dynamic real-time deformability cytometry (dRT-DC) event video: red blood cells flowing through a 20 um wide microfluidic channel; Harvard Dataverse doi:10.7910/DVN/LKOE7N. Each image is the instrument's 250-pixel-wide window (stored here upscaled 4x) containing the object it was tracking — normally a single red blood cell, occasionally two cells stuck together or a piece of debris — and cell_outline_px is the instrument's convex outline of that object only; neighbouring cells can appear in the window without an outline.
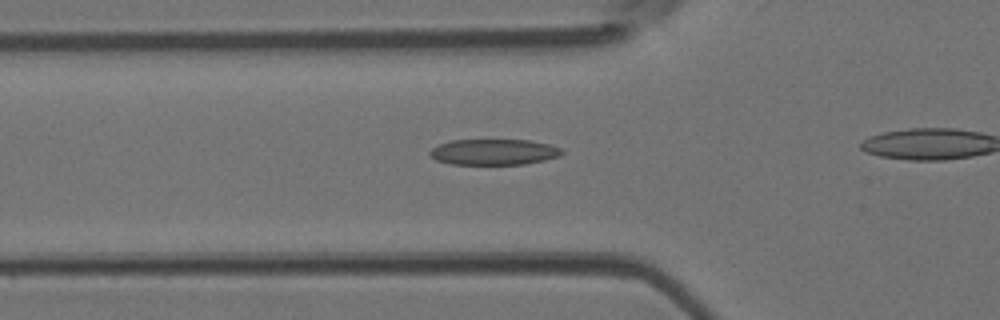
{"species": "Egyptian fruit bat (a non-hibernating species)", "species_latin": "Rousettus aegyptiacus", "temperature_condition": "room temperature", "stored_images_in_passage": 28, "camera_frame_rate_fps": 3000, "um_per_image_px": 0.085, "animal": {"sex": "female"}, "frame": {"image": 1, "passage_image": 6, "time_ms": 1.667, "image_size_px": [1000, 320], "cell_outline_px": [[564, 152], [560, 156], [544, 160], [524, 164], [452, 164], [436, 160], [428, 152], [432, 148], [448, 140], [532, 140], [548, 144], [560, 148]], "centroid_in_image_um": [41.98, 12.91], "position_along_channel_um": 83.8, "area_um2": 19.83}}
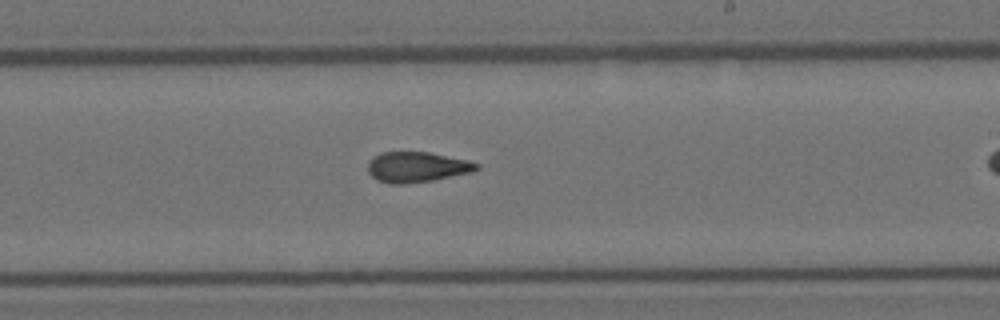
{"frame": {"image": 2, "passage_image": 18, "time_ms": 5.667, "image_size_px": [1000, 320], "cell_outline_px": [[480, 168], [472, 172], [432, 180], [404, 184], [388, 184], [376, 180], [368, 172], [368, 160], [372, 156], [380, 152], [428, 152], [468, 160], [480, 164]], "centroid_in_image_um": [35.4, 14.2], "position_along_channel_um": 253.6, "area_um2": 19.42}}
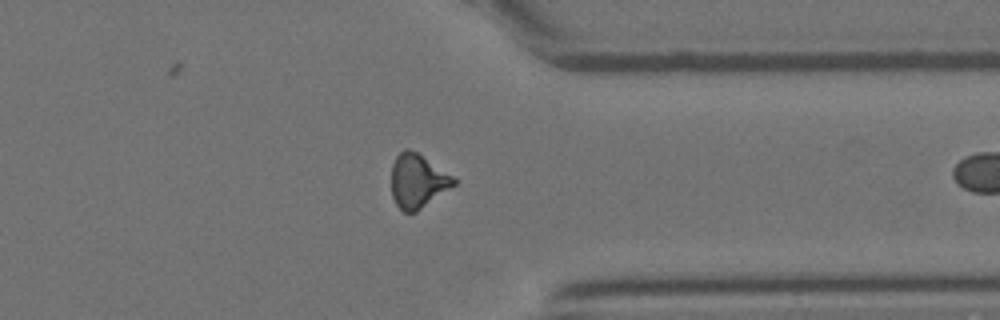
{"frame": {"image": 3, "passage_image": 27, "time_ms": 8.667, "image_size_px": [1000, 320], "cell_outline_px": [[456, 184], [416, 212], [404, 212], [396, 204], [392, 196], [392, 164], [396, 156], [404, 148], [408, 148], [416, 152], [456, 176]], "centroid_in_image_um": [35.52, 15.37], "position_along_channel_um": 375.9, "area_um2": 19.65}}